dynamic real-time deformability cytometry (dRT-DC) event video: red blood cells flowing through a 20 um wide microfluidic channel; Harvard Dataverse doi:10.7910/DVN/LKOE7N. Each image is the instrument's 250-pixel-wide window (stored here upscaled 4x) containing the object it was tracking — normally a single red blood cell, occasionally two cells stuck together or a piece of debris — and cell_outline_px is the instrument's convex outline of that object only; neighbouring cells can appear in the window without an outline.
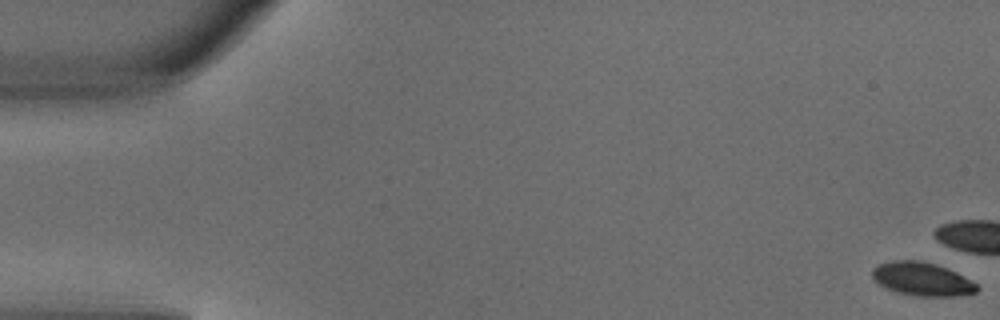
{"species": "common noctule bat (a hibernating species)", "species_latin": "Nyctalus noctula", "temperature_condition": "warm", "stored_images_in_passage": 10, "camera_frame_rate_fps": 3000, "um_per_image_px": 0.085, "animal": {"sex": "male", "body_mass_g": 18.8}, "frame": {"image": 1, "passage_image": 1, "time_ms": 0.0, "image_size_px": [1000, 320], "cell_outline_px": [[980, 288], [976, 292], [952, 296], [916, 296], [900, 292], [888, 288], [872, 280], [872, 268], [880, 264], [892, 260], [920, 260], [936, 264], [948, 268], [956, 272], [976, 284]], "centroid_in_image_um": [78.36, 23.7], "position_along_channel_um": 6.6, "area_um2": 20.23}}
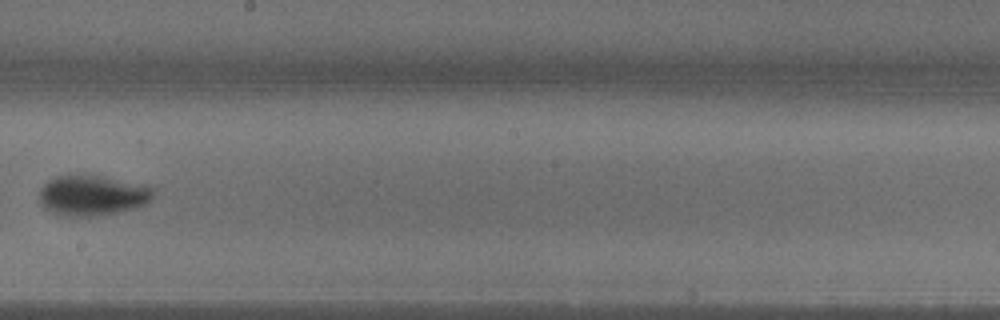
{"frame": {"image": 2, "passage_image": 9, "time_ms": 2.667, "image_size_px": [1000, 320], "cell_outline_px": [[152, 196], [148, 204], [136, 208], [120, 212], [100, 216], [68, 216], [52, 212], [44, 208], [40, 200], [40, 188], [48, 180], [56, 176], [68, 172], [84, 172], [144, 184], [152, 188]], "centroid_in_image_um": [7.84, 16.56], "position_along_channel_um": 240.4, "area_um2": 27.74}}
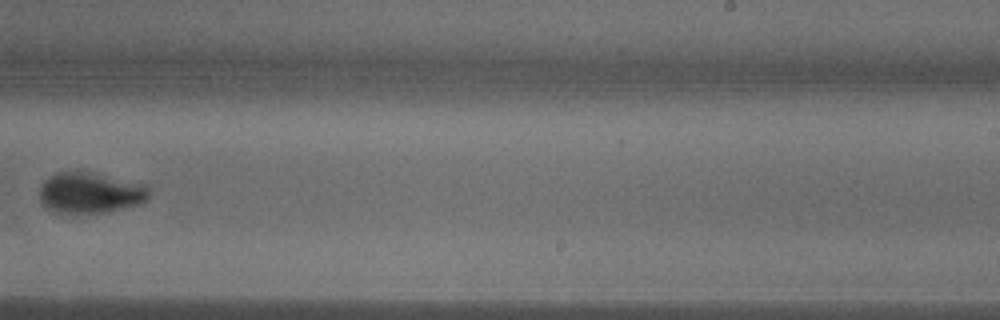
{"frame": {"image": 3, "passage_image": 10, "time_ms": 3.0, "image_size_px": [1000, 320], "cell_outline_px": [[148, 196], [144, 200], [136, 204], [108, 212], [56, 212], [48, 208], [40, 200], [40, 188], [44, 180], [56, 172], [92, 172], [148, 184]], "centroid_in_image_um": [7.67, 16.36], "position_along_channel_um": 281.3, "area_um2": 25.72}}